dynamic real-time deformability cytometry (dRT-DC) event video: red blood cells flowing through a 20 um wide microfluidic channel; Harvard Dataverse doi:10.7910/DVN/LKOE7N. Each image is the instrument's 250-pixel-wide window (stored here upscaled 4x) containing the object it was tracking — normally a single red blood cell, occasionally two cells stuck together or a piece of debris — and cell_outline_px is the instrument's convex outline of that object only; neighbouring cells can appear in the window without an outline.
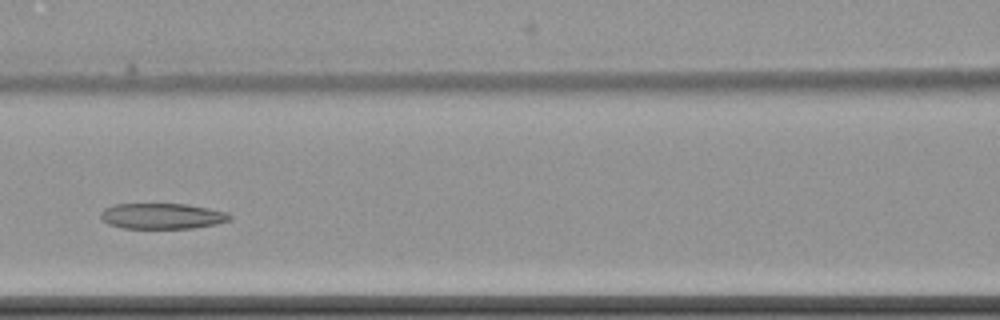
{"species": "common noctule bat (a hibernating species)", "species_latin": "Nyctalus noctula", "temperature_condition": "cold", "stored_images_in_passage": 6, "camera_frame_rate_fps": 3000, "um_per_image_px": 0.085, "animal": {"sex": "female", "body_mass_g": 22.7, "forearm_length_mm": 54.2}, "frame": {"image": 1, "passage_image": 5, "time_ms": 4.667, "image_size_px": [1000, 320], "cell_outline_px": [[232, 216], [228, 220], [216, 224], [192, 228], [124, 228], [108, 224], [100, 216], [100, 212], [104, 208], [116, 204], [184, 204], [224, 212]], "centroid_in_image_um": [13.72, 18.37], "position_along_channel_um": 152.9, "area_um2": 18.96}}
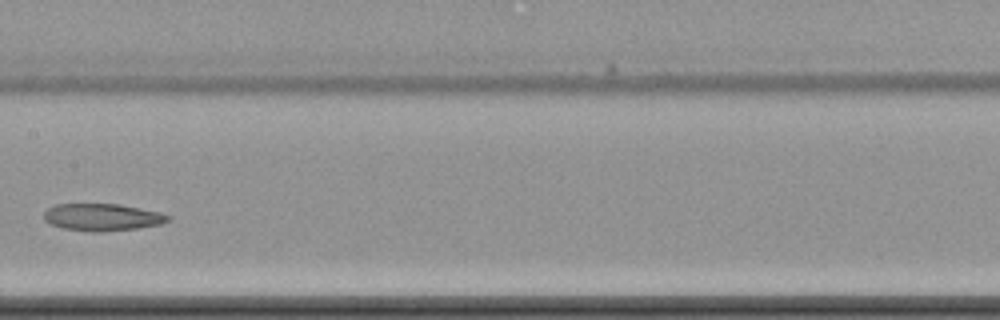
{"frame": {"image": 2, "passage_image": 6, "time_ms": 6.0, "image_size_px": [1000, 320], "cell_outline_px": [[172, 220], [160, 224], [136, 228], [100, 232], [88, 232], [64, 228], [52, 224], [44, 220], [44, 212], [48, 208], [56, 204], [120, 204], [160, 212], [172, 216]], "centroid_in_image_um": [8.72, 18.46], "position_along_channel_um": 198.7, "area_um2": 19.71}}